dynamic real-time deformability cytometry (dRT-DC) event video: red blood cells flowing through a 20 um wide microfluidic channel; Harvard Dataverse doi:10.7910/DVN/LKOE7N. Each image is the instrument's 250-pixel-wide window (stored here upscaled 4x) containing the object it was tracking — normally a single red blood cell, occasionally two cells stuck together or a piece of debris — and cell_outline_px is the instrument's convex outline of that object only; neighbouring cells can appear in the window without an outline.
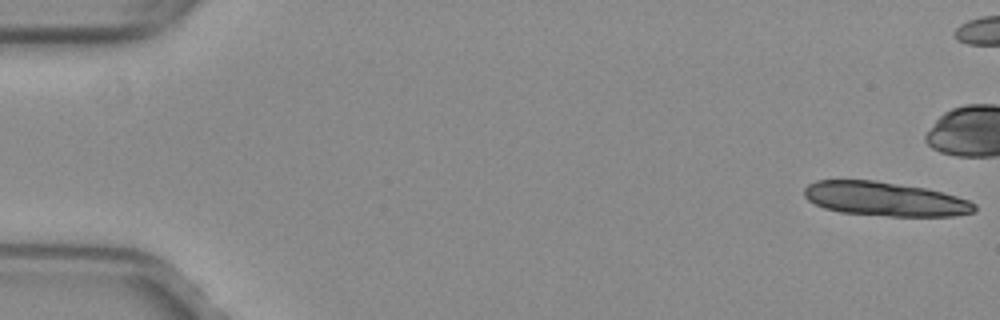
{"species": "common noctule bat (a hibernating species)", "species_latin": "Nyctalus noctula", "temperature_condition": "warm", "stored_images_in_passage": 34, "camera_frame_rate_fps": 3000, "um_per_image_px": 0.085, "animal": {"sex": "female", "body_mass_g": 29.2, "forearm_length_mm": 56.3}, "frame": {"image": 1, "passage_image": 1, "time_ms": 0.0, "image_size_px": [1000, 320], "cell_outline_px": [[976, 212], [956, 216], [888, 216], [840, 212], [824, 208], [808, 200], [804, 196], [804, 188], [808, 184], [816, 180], [876, 180], [924, 188], [944, 192], [968, 200], [976, 204]], "centroid_in_image_um": [75.23, 16.91], "position_along_channel_um": 9.8, "area_um2": 33.99}}